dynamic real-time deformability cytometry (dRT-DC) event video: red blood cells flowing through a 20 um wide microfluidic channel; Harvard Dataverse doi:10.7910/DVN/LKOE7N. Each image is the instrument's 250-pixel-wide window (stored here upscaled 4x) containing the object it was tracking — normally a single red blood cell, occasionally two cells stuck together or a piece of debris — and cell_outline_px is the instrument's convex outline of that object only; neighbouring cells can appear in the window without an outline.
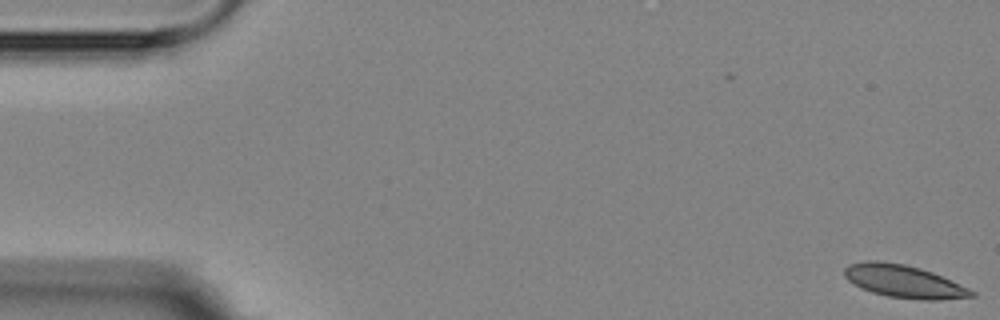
{"species": "Egyptian fruit bat (a non-hibernating species)", "species_latin": "Rousettus aegyptiacus", "temperature_condition": "room temperature", "stored_images_in_passage": 4, "camera_frame_rate_fps": 3000, "um_per_image_px": 0.085, "animal": {"sex": "female"}, "frame": {"image": 1, "passage_image": 1, "time_ms": 0.0, "image_size_px": [1000, 320], "cell_outline_px": [[976, 296], [940, 300], [920, 300], [888, 296], [872, 292], [860, 288], [848, 280], [844, 276], [844, 268], [848, 264], [904, 264], [920, 268], [932, 272], [968, 288], [976, 292]], "centroid_in_image_um": [76.9, 23.98], "position_along_channel_um": 8.1, "area_um2": 23.29}}